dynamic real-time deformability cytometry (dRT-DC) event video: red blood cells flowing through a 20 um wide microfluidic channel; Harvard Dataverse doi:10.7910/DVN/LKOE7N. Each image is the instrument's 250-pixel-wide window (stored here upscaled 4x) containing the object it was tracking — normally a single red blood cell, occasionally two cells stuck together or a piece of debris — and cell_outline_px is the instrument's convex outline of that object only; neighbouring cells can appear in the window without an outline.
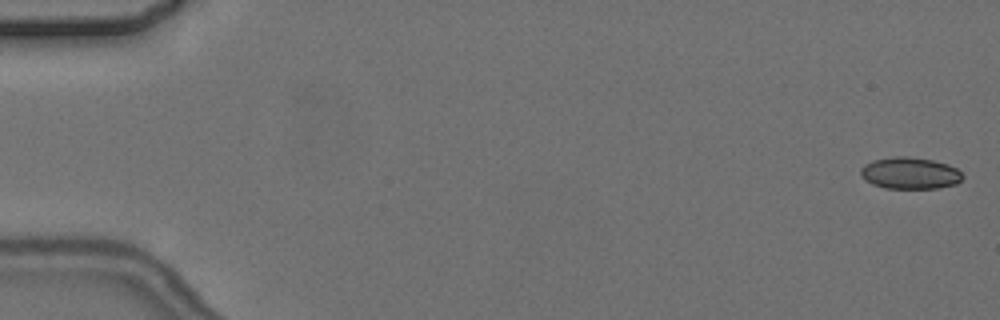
{"species": "common noctule bat (a hibernating species)", "species_latin": "Nyctalus noctula", "temperature_condition": "cold", "stored_images_in_passage": 6, "camera_frame_rate_fps": 3000, "um_per_image_px": 0.085, "animal": {"sex": "female", "body_mass_g": 24.6, "forearm_length_mm": 56.2}, "frame": {"image": 1, "passage_image": 1, "time_ms": 0.0, "image_size_px": [1000, 320], "cell_outline_px": [[964, 176], [956, 184], [940, 188], [884, 188], [872, 184], [864, 180], [860, 176], [860, 168], [864, 164], [872, 160], [896, 156], [904, 156], [932, 160], [948, 164], [956, 168]], "centroid_in_image_um": [77.31, 14.72], "position_along_channel_um": 7.7, "area_um2": 18.96}}